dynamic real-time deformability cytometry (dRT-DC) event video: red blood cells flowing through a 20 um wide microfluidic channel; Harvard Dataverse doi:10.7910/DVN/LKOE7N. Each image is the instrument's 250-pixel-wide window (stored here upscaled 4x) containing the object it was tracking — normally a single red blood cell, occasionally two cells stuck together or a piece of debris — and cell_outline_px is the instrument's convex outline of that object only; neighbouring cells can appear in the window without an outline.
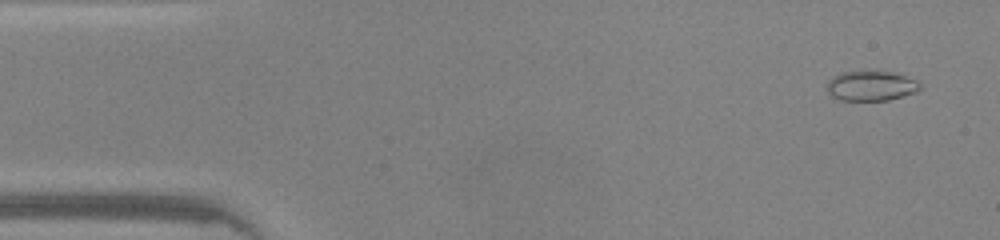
{"species": "common noctule bat (a hibernating species)", "species_latin": "Nyctalus noctula", "temperature_condition": "warm", "stored_images_in_passage": 47, "camera_frame_rate_fps": 3000, "um_per_image_px": 0.085, "animal": {"sex": "male", "body_mass_g": 20.0, "forearm_length_mm": 53.3}, "frame": {"image": 1, "passage_image": 3, "time_ms": 0.667, "image_size_px": [1000, 240], "cell_outline_px": [[920, 88], [916, 92], [888, 100], [840, 100], [832, 96], [828, 92], [828, 80], [832, 76], [840, 72], [896, 72], [916, 80], [920, 84]], "centroid_in_image_um": [74.04, 7.3], "position_along_channel_um": 11.0, "area_um2": 16.07}}
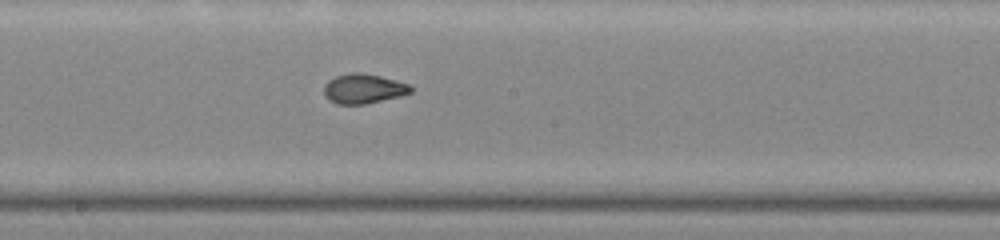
{"frame": {"image": 2, "passage_image": 25, "time_ms": 8.0, "image_size_px": [1000, 240], "cell_outline_px": [[412, 92], [400, 96], [364, 104], [336, 104], [328, 100], [324, 96], [324, 84], [328, 80], [336, 76], [352, 72], [360, 72], [380, 76], [396, 80], [408, 84], [412, 88]], "centroid_in_image_um": [30.86, 7.54], "position_along_channel_um": 217.3, "area_um2": 15.03}}
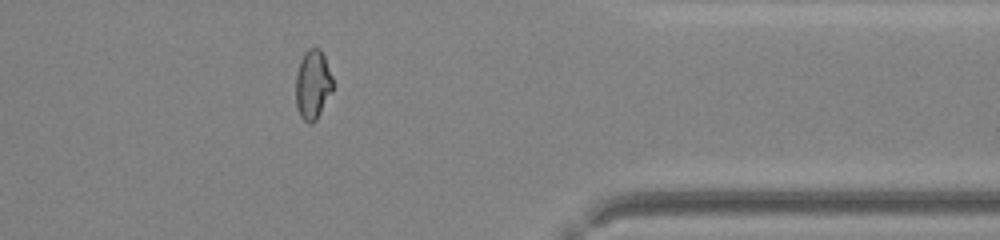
{"frame": {"image": 3, "passage_image": 38, "time_ms": 12.333, "image_size_px": [1000, 240], "cell_outline_px": [[332, 92], [316, 120], [312, 124], [308, 124], [300, 116], [296, 108], [296, 72], [300, 60], [304, 52], [308, 48], [320, 48], [324, 56], [332, 76]], "centroid_in_image_um": [26.57, 7.2], "position_along_channel_um": 384.8, "area_um2": 15.09}, "authors_computed_cell_mechanics": {"area_um2": 15.6638, "velocity_mm_per_s": 4.3152, "shape_relaxation_time_tau1_ms": 7.5005, "shape_relaxation_time_tau2_ms": 0.7548, "deformation_change_tau1": 0.2408, "deformation_change_tau2": 0.0652}}